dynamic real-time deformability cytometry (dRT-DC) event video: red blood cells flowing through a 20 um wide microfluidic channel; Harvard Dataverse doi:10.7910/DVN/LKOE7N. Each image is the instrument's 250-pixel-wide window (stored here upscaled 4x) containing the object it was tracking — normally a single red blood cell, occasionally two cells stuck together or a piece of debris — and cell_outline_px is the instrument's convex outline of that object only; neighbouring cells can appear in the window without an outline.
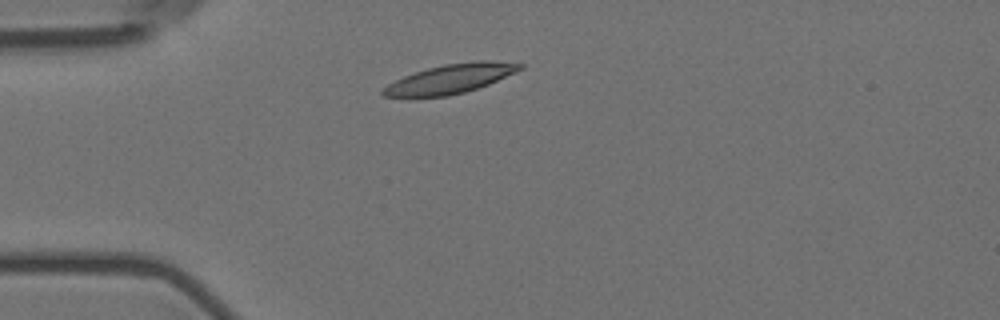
{"species": "Egyptian fruit bat (a non-hibernating species)", "species_latin": "Rousettus aegyptiacus", "temperature_condition": "room temperature", "stored_images_in_passage": 4, "camera_frame_rate_fps": 3000, "um_per_image_px": 0.085, "animal": {"sex": "female"}, "frame": {"image": 1, "passage_image": 2, "time_ms": 0.333, "image_size_px": [1000, 320], "cell_outline_px": [[524, 68], [516, 72], [488, 84], [464, 92], [448, 96], [380, 96], [380, 92], [388, 84], [404, 76], [428, 68], [444, 64], [472, 60], [488, 60], [524, 64]], "centroid_in_image_um": [38.31, 6.68], "position_along_channel_um": 46.7, "area_um2": 23.06}}